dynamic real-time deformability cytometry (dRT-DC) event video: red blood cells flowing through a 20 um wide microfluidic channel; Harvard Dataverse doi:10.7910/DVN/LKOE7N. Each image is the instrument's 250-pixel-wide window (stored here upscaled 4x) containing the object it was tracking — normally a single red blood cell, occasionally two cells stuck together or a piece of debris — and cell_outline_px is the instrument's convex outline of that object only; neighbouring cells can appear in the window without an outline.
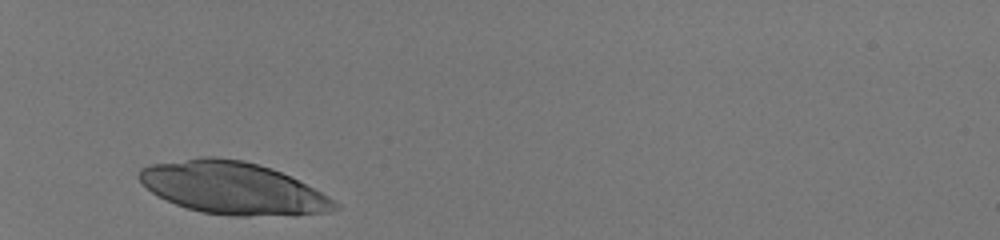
{"species": "human", "species_latin": "Homo sapiens", "temperature_condition": "room temperature", "stored_images_in_passage": 26, "camera_frame_rate_fps": 3000, "um_per_image_px": 0.085, "donor": {"sex": "male"}, "frame": {"image": 1, "passage_image": 1, "time_ms": 0.0, "image_size_px": [1000, 240], "cell_outline_px": [[340, 208], [324, 212], [296, 216], [228, 216], [200, 212], [176, 204], [152, 192], [136, 176], [136, 172], [140, 168], [148, 164], [200, 156], [212, 156], [244, 160], [272, 168], [328, 196], [340, 204]], "centroid_in_image_um": [19.76, 15.98], "position_along_channel_um": 65.2, "area_um2": 59.82}}